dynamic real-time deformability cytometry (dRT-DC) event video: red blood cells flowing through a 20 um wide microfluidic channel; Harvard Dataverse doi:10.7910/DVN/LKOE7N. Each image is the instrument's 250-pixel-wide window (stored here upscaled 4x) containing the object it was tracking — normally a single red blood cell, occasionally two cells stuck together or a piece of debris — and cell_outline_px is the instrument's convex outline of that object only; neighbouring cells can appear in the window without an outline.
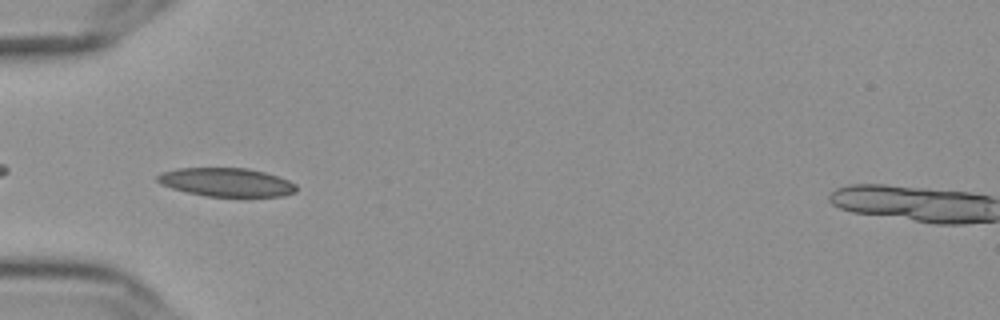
{"species": "Egyptian fruit bat (a non-hibernating species)", "species_latin": "Rousettus aegyptiacus", "temperature_condition": "cold", "stored_images_in_passage": 40, "camera_frame_rate_fps": 3000, "um_per_image_px": 0.085, "frame": {"image": 1, "passage_image": 2, "time_ms": 0.333, "image_size_px": [1000, 320], "cell_outline_px": [[296, 192], [284, 196], [204, 196], [172, 188], [160, 184], [156, 180], [156, 176], [160, 172], [176, 168], [248, 168], [264, 172], [288, 180], [296, 184]], "centroid_in_image_um": [19.21, 15.48], "position_along_channel_um": 65.8, "area_um2": 23.12}}
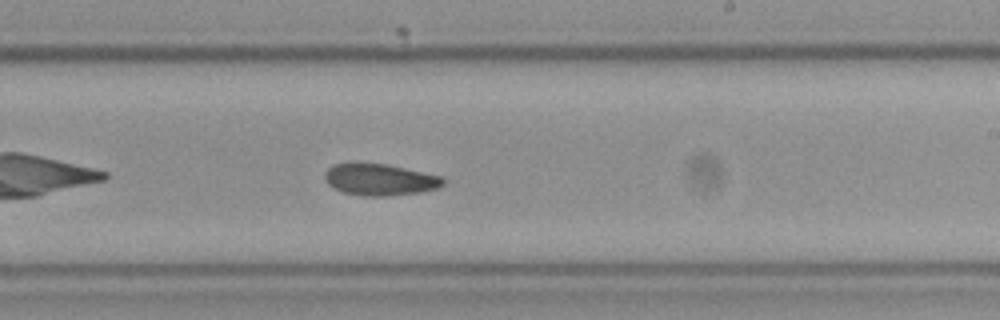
{"frame": {"image": 2, "passage_image": 18, "time_ms": 5.667, "image_size_px": [1000, 320], "cell_outline_px": [[444, 184], [436, 188], [420, 192], [388, 196], [364, 196], [344, 192], [332, 188], [324, 180], [324, 172], [328, 168], [336, 164], [388, 164], [444, 176]], "centroid_in_image_um": [32.3, 15.27], "position_along_channel_um": 256.7, "area_um2": 21.79}}
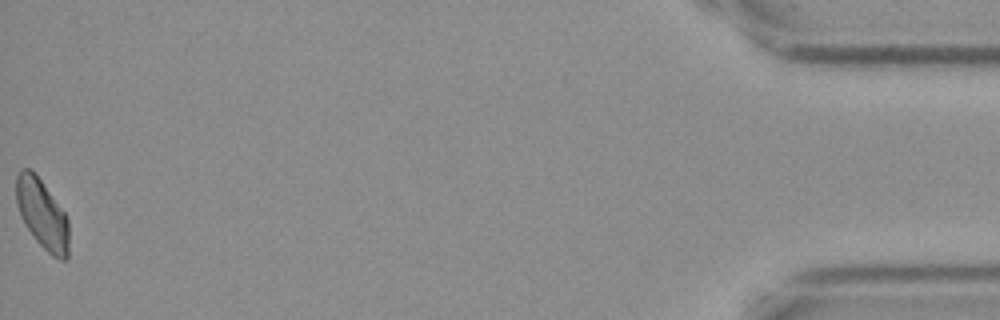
{"frame": {"image": 3, "passage_image": 40, "time_ms": 13.0, "image_size_px": [1000, 320], "cell_outline_px": [[68, 256], [64, 260], [60, 260], [52, 256], [36, 240], [24, 224], [20, 216], [16, 204], [16, 176], [20, 168], [28, 168], [36, 172], [64, 212], [68, 220]], "centroid_in_image_um": [3.56, 18.16], "position_along_channel_um": 431.6, "area_um2": 21.5}}